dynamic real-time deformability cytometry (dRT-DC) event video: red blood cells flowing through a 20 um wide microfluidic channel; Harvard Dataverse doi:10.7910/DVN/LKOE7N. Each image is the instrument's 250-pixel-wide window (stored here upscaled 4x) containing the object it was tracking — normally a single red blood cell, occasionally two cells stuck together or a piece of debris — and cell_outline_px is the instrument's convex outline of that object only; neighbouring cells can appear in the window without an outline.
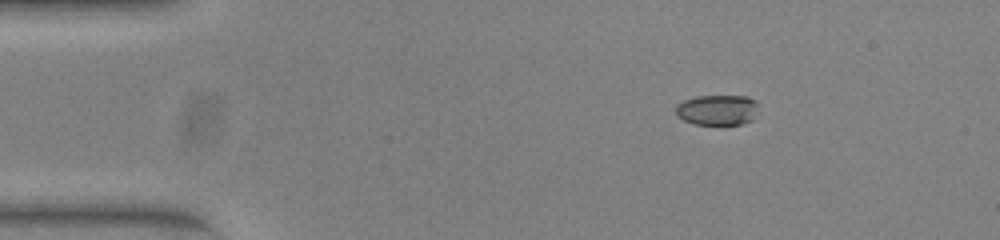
{"species": "common noctule bat (a hibernating species)", "species_latin": "Nyctalus noctula", "temperature_condition": "warm", "stored_images_in_passage": 45, "camera_frame_rate_fps": 3000, "um_per_image_px": 0.085, "animal": {"sex": "female", "body_mass_g": 23.0, "forearm_length_mm": 53.4}, "frame": {"image": 1, "passage_image": 1, "time_ms": 0.0, "image_size_px": [1000, 240], "cell_outline_px": [[760, 104], [752, 120], [744, 124], [696, 124], [684, 120], [676, 116], [676, 104], [684, 100], [696, 96], [748, 96], [756, 100]], "centroid_in_image_um": [61.0, 9.33], "position_along_channel_um": 24.0, "area_um2": 14.85}}
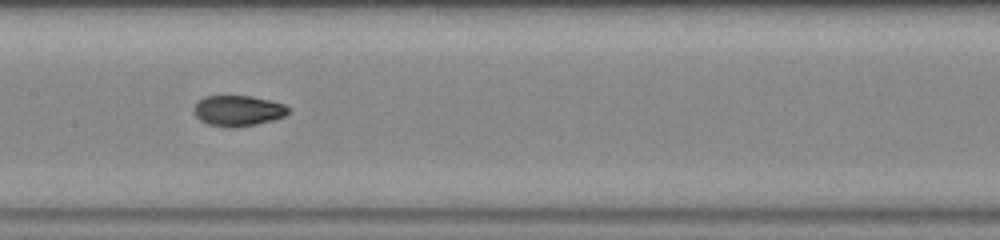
{"frame": {"image": 2, "passage_image": 19, "time_ms": 6.0, "image_size_px": [1000, 240], "cell_outline_px": [[292, 112], [284, 116], [272, 120], [256, 124], [232, 128], [208, 124], [200, 120], [192, 112], [192, 108], [204, 96], [252, 96], [272, 100], [284, 104], [292, 108]], "centroid_in_image_um": [20.27, 9.4], "position_along_channel_um": 187.1, "area_um2": 17.11}}
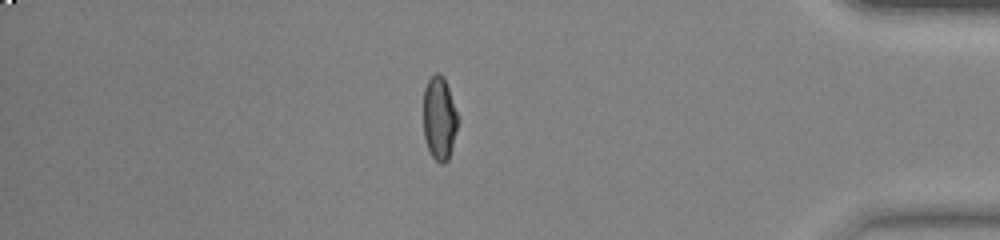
{"frame": {"image": 3, "passage_image": 38, "time_ms": 12.333, "image_size_px": [1000, 240], "cell_outline_px": [[460, 120], [448, 160], [444, 164], [440, 164], [432, 156], [428, 148], [424, 136], [424, 88], [428, 80], [436, 72], [440, 72], [444, 76], [460, 116]], "centroid_in_image_um": [37.38, 10.03], "position_along_channel_um": 397.8, "area_um2": 17.17}, "authors_computed_cell_mechanics": {"area_um2": 17.1088, "velocity_mm_per_s": 3.9281, "shape_relaxation_time_tau1_ms": 11.0697, "shape_relaxation_time_tau2_ms": 1.2446, "deformation_change_tau1": 0.3032, "deformation_change_tau2": 0.0455}}